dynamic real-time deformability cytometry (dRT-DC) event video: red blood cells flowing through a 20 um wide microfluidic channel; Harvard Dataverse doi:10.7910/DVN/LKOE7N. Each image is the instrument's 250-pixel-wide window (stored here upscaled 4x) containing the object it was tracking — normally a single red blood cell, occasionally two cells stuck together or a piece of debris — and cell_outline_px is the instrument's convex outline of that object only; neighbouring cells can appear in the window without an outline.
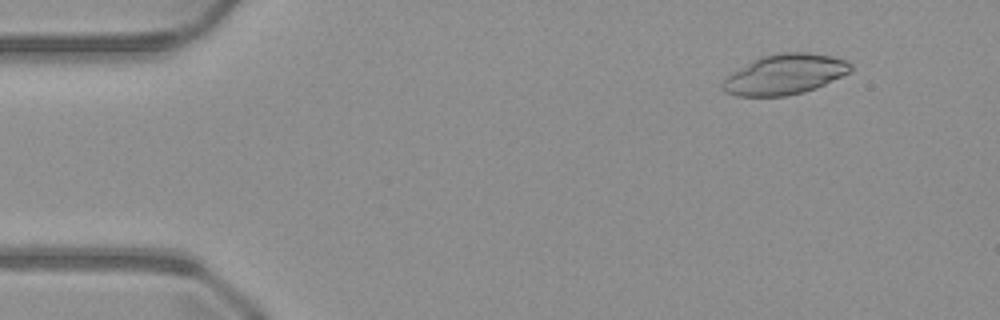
{"species": "common noctule bat (a hibernating species)", "species_latin": "Nyctalus noctula", "temperature_condition": "warm", "stored_images_in_passage": 50, "camera_frame_rate_fps": 3000, "um_per_image_px": 0.085, "animal": {"sex": "male", "body_mass_g": 23.1, "forearm_length_mm": 52.7}, "frame": {"image": 1, "passage_image": 5, "time_ms": 1.333, "image_size_px": [1000, 320], "cell_outline_px": [[852, 72], [816, 88], [804, 92], [784, 96], [740, 96], [724, 92], [720, 88], [720, 84], [732, 72], [752, 60], [764, 56], [780, 52], [808, 52], [832, 56], [844, 60], [852, 64]], "centroid_in_image_um": [66.71, 6.32], "position_along_channel_um": 18.3, "area_um2": 30.11}}